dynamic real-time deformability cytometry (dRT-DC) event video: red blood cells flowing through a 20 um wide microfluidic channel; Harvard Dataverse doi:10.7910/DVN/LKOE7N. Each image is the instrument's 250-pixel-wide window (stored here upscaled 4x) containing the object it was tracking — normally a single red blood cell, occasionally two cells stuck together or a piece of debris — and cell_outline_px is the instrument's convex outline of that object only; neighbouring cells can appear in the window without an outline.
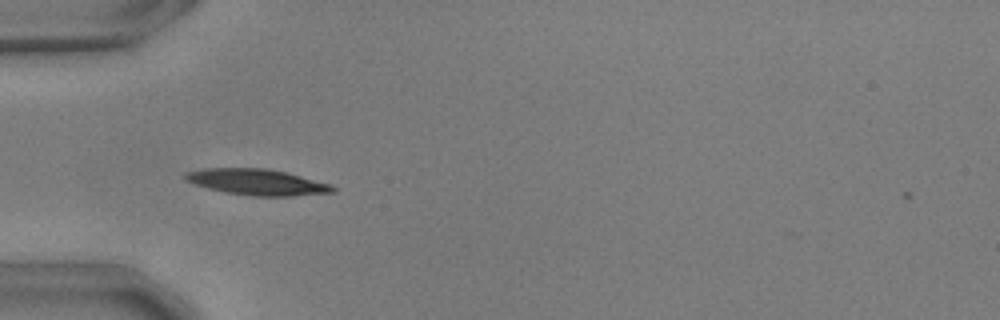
{"species": "common noctule bat (a hibernating species)", "species_latin": "Nyctalus noctula", "temperature_condition": "warm", "stored_images_in_passage": 4, "camera_frame_rate_fps": 3000, "um_per_image_px": 0.085, "animal": {"sex": "male", "body_mass_g": 17.9, "forearm_length_mm": 54.2}, "frame": {"image": 1, "passage_image": 2, "time_ms": 0.333, "image_size_px": [1000, 320], "cell_outline_px": [[336, 192], [292, 196], [252, 196], [224, 192], [208, 188], [184, 180], [184, 172], [204, 168], [268, 168], [332, 184], [336, 188]], "centroid_in_image_um": [21.85, 15.48], "position_along_channel_um": 63.2, "area_um2": 22.43}}